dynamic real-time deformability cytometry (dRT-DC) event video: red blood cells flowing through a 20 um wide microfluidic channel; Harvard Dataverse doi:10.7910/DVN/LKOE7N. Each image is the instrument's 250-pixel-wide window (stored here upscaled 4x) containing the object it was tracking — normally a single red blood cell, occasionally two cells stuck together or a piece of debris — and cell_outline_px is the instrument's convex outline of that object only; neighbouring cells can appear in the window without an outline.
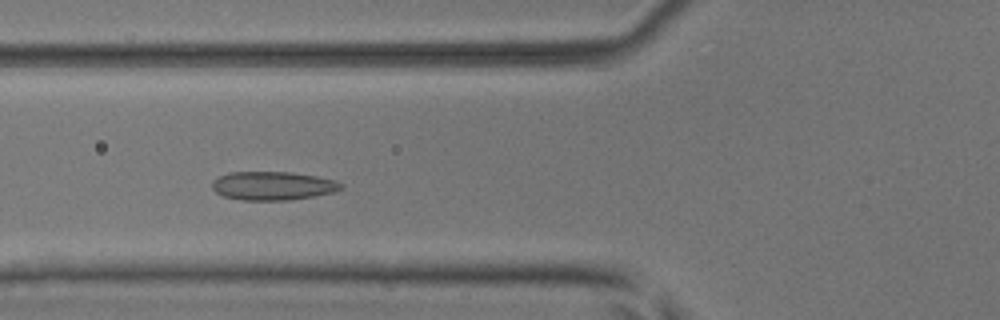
{"species": "common noctule bat (a hibernating species)", "species_latin": "Nyctalus noctula", "temperature_condition": "room temperature", "stored_images_in_passage": 44, "camera_frame_rate_fps": 3000, "um_per_image_px": 0.085, "animal": {"sex": "male", "body_mass_g": 17.9, "forearm_length_mm": 54.2}, "frame": {"image": 1, "passage_image": 11, "time_ms": 3.333, "image_size_px": [1000, 320], "cell_outline_px": [[344, 188], [332, 192], [312, 196], [288, 200], [240, 200], [224, 196], [216, 192], [212, 188], [212, 180], [228, 172], [288, 172], [316, 176], [336, 180], [344, 184]], "centroid_in_image_um": [23.18, 15.79], "position_along_channel_um": 102.6, "area_um2": 21.44}}
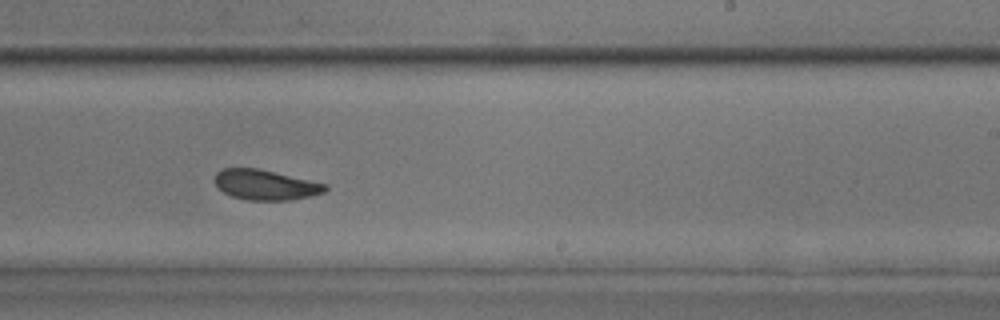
{"frame": {"image": 2, "passage_image": 24, "time_ms": 7.667, "image_size_px": [1000, 320], "cell_outline_px": [[328, 188], [324, 192], [292, 200], [248, 200], [232, 196], [224, 192], [216, 184], [216, 172], [220, 168], [256, 168], [328, 184]], "centroid_in_image_um": [22.57, 15.71], "position_along_channel_um": 266.4, "area_um2": 19.19}}
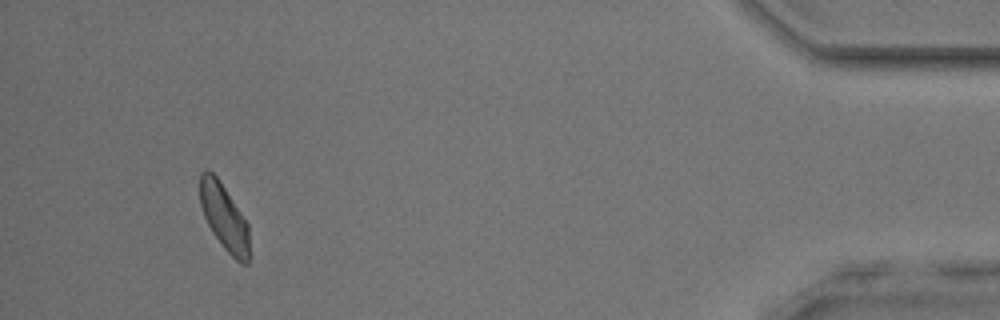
{"frame": {"image": 3, "passage_image": 41, "time_ms": 13.333, "image_size_px": [1000, 320], "cell_outline_px": [[248, 264], [240, 264], [224, 248], [212, 232], [204, 216], [200, 204], [200, 172], [204, 168], [208, 168], [216, 176], [248, 224]], "centroid_in_image_um": [19.02, 18.44], "position_along_channel_um": 416.2, "area_um2": 18.73}, "authors_computed_cell_mechanics": {"area_um2": 19.9121, "velocity_mm_per_s": 3.7965, "shape_relaxation_time_tau1_ms": 4.5305, "shape_relaxation_time_tau2_ms": 1.1276, "deformation_change_tau1": 0.088, "deformation_change_tau2": 0.0662}}